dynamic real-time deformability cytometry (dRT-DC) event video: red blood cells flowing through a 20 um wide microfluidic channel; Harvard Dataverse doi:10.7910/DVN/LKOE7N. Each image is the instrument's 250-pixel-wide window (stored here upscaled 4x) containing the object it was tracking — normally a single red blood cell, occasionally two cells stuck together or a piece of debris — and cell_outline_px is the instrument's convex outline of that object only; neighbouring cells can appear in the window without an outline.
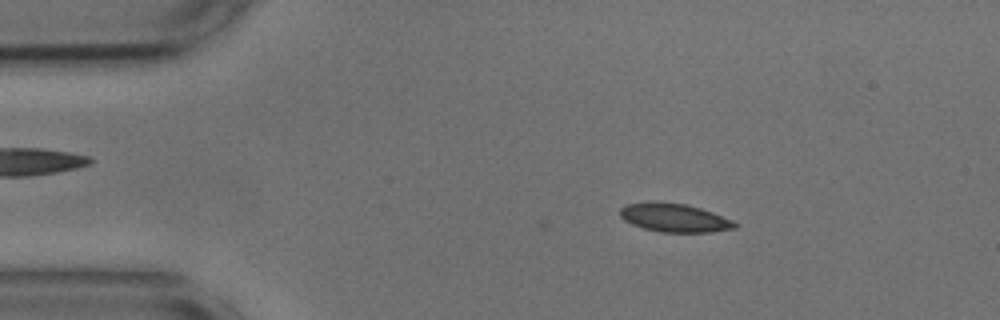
{"species": "common noctule bat (a hibernating species)", "species_latin": "Nyctalus noctula", "temperature_condition": "cold", "stored_images_in_passage": 41, "camera_frame_rate_fps": 3000, "um_per_image_px": 0.085, "animal": {"sex": "male", "body_mass_g": 17.9, "forearm_length_mm": 54.2}, "frame": {"image": 1, "passage_image": 7, "time_ms": 2.0, "image_size_px": [1000, 320], "cell_outline_px": [[740, 224], [736, 228], [712, 232], [660, 232], [644, 228], [632, 224], [624, 220], [620, 216], [620, 208], [628, 204], [684, 204], [700, 208], [712, 212], [732, 220]], "centroid_in_image_um": [57.4, 18.56], "position_along_channel_um": 27.6, "area_um2": 18.38}}
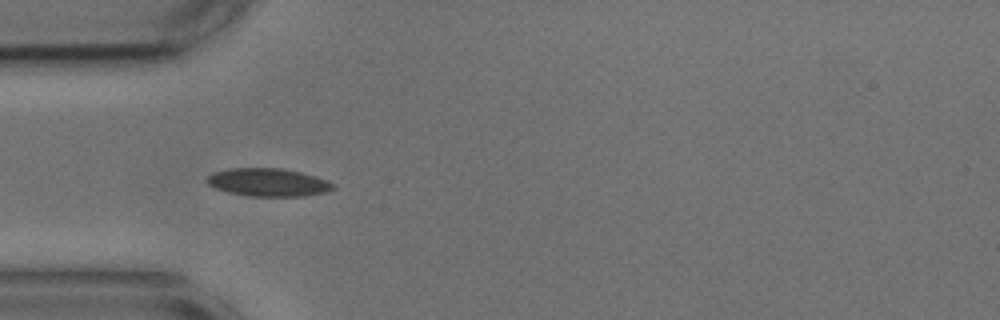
{"frame": {"image": 2, "passage_image": 14, "time_ms": 4.333, "image_size_px": [1000, 320], "cell_outline_px": [[336, 188], [324, 192], [304, 196], [248, 196], [228, 192], [216, 188], [208, 184], [208, 176], [212, 172], [232, 168], [280, 168], [300, 172], [316, 176], [328, 180], [336, 184]], "centroid_in_image_um": [22.83, 15.5], "position_along_channel_um": 62.2, "area_um2": 20.58}}
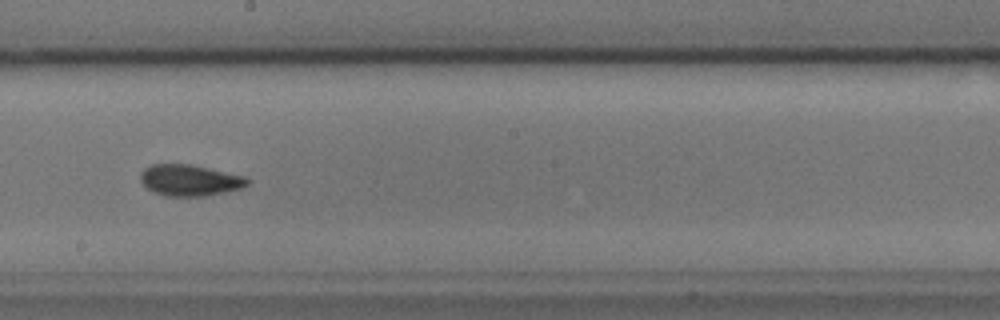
{"frame": {"image": 3, "passage_image": 28, "time_ms": 9.0, "image_size_px": [1000, 320], "cell_outline_px": [[252, 180], [248, 184], [240, 188], [204, 196], [164, 196], [148, 188], [140, 180], [140, 172], [144, 168], [152, 164], [192, 164], [244, 176]], "centroid_in_image_um": [16.12, 15.31], "position_along_channel_um": 232.1, "area_um2": 19.36}, "authors_computed_cell_mechanics": {"area_um2": 19.1318, "velocity_mm_per_s": 3.6429, "shape_relaxation_time_tau1_ms": 5.2361, "shape_relaxation_time_tau2_ms": 1.9234, "deformation_change_tau1": 0.1102, "deformation_change_tau2": 0.064}}